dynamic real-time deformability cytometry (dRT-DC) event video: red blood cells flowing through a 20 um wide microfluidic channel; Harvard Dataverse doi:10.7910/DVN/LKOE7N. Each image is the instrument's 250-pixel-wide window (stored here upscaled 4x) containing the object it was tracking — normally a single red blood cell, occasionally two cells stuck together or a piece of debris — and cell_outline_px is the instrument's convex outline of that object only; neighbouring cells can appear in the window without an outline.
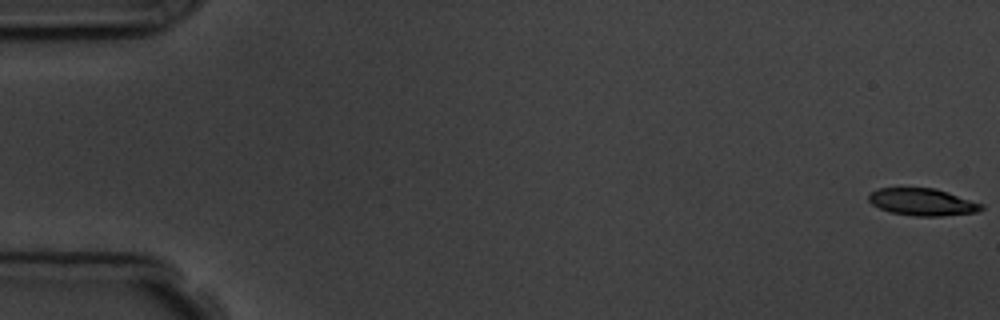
{"species": "common noctule bat (a hibernating species)", "species_latin": "Nyctalus noctula", "temperature_condition": "room temperature", "stored_images_in_passage": 5, "camera_frame_rate_fps": 3000, "um_per_image_px": 0.085, "animal": {"sex": "male", "body_mass_g": 19.5, "forearm_length_mm": 54.6}, "frame": {"image": 1, "passage_image": 1, "time_ms": 0.0, "image_size_px": [1000, 320], "cell_outline_px": [[984, 208], [976, 212], [940, 216], [916, 216], [892, 212], [880, 208], [872, 204], [868, 200], [868, 196], [872, 192], [880, 188], [936, 188], [984, 204]], "centroid_in_image_um": [78.43, 17.17], "position_along_channel_um": 6.6, "area_um2": 17.69}}
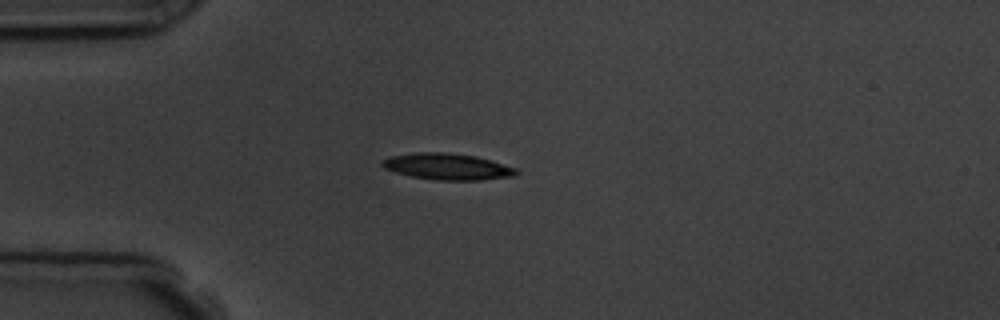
{"frame": {"image": 2, "passage_image": 5, "time_ms": 4.667, "image_size_px": [1000, 320], "cell_outline_px": [[520, 172], [512, 176], [480, 180], [436, 180], [412, 176], [396, 172], [384, 168], [380, 164], [380, 160], [388, 156], [416, 152], [448, 152], [476, 156], [492, 160], [516, 168]], "centroid_in_image_um": [38.0, 14.14], "position_along_channel_um": 47.0, "area_um2": 20.75}}